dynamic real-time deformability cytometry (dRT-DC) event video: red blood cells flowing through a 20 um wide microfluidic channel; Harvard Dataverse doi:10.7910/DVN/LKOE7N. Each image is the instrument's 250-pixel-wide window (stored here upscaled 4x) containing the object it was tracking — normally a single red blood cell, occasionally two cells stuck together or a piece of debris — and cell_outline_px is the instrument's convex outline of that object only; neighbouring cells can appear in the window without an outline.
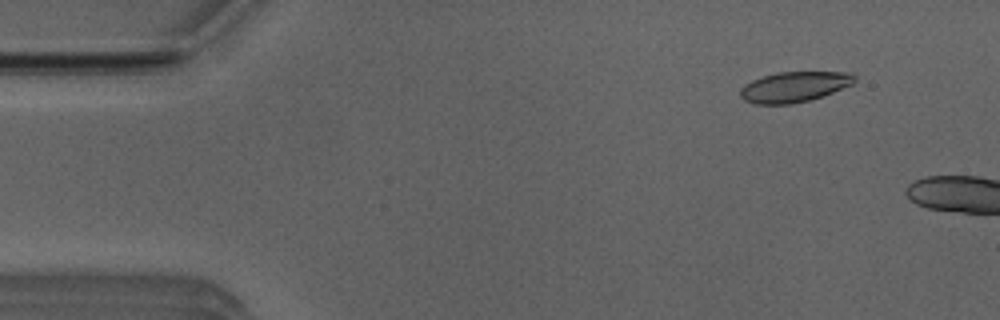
{"species": "Egyptian fruit bat (a non-hibernating species)", "species_latin": "Rousettus aegyptiacus", "temperature_condition": "room temperature", "stored_images_in_passage": 8, "camera_frame_rate_fps": 3000, "um_per_image_px": 0.085, "animal": {"sex": "male"}, "frame": {"image": 1, "passage_image": 5, "time_ms": 1.333, "image_size_px": [1000, 320], "cell_outline_px": [[856, 80], [852, 84], [824, 96], [792, 104], [756, 104], [744, 100], [740, 96], [740, 88], [744, 84], [752, 80], [776, 72], [852, 72], [856, 76]], "centroid_in_image_um": [67.51, 7.38], "position_along_channel_um": 17.5, "area_um2": 20.35}}